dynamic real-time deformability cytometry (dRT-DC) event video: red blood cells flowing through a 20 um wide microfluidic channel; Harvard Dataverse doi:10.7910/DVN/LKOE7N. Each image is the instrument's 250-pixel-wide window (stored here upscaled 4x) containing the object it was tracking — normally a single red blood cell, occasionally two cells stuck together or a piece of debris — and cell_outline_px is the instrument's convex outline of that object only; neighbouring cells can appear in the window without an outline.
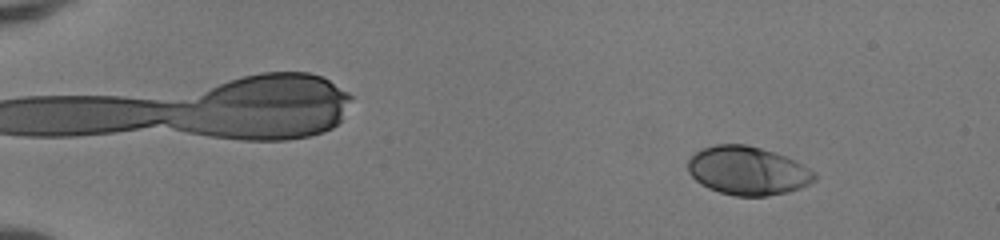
{"species": "human", "species_latin": "Homo sapiens", "temperature_condition": "room temperature", "stored_images_in_passage": 50, "camera_frame_rate_fps": 3000, "um_per_image_px": 0.085, "donor": {"sex": "female"}, "frame": {"image": 1, "passage_image": 6, "time_ms": 1.667, "image_size_px": [1000, 240], "cell_outline_px": [[816, 180], [800, 188], [788, 192], [768, 196], [736, 196], [720, 192], [708, 188], [700, 184], [688, 172], [688, 160], [700, 148], [716, 144], [744, 144], [760, 148], [796, 160], [808, 168], [816, 176]], "centroid_in_image_um": [63.53, 14.51], "position_along_channel_um": 21.5, "area_um2": 35.72}}
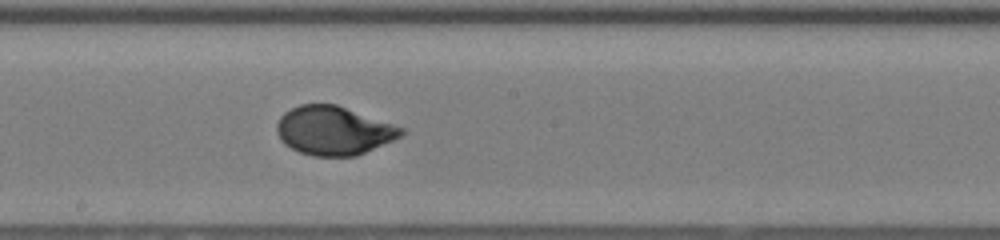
{"frame": {"image": 2, "passage_image": 30, "time_ms": 9.667, "image_size_px": [1000, 240], "cell_outline_px": [[404, 132], [400, 136], [392, 140], [356, 156], [312, 156], [300, 152], [284, 144], [280, 140], [276, 132], [276, 124], [280, 116], [284, 112], [300, 104], [336, 104], [404, 128]], "centroid_in_image_um": [28.31, 11.1], "position_along_channel_um": 219.9, "area_um2": 35.14}}
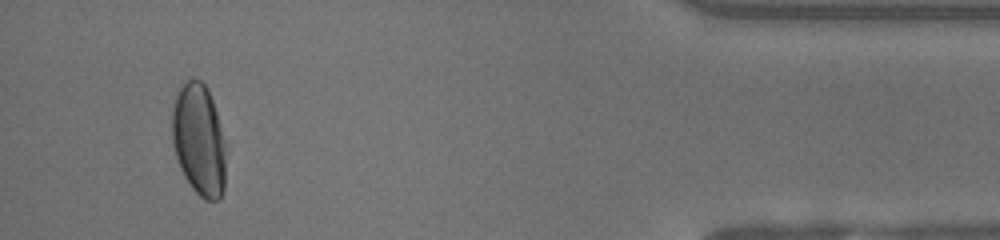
{"frame": {"image": 3, "passage_image": 48, "time_ms": 15.667, "image_size_px": [1000, 240], "cell_outline_px": [[224, 188], [220, 200], [204, 200], [192, 188], [184, 176], [180, 168], [172, 144], [172, 108], [180, 84], [188, 80], [200, 80], [204, 84], [212, 100], [216, 112], [224, 140]], "centroid_in_image_um": [16.88, 11.9], "position_along_channel_um": 418.3, "area_um2": 34.8}, "authors_computed_cell_mechanics": {"area_um2": 35.3447, "velocity_mm_per_s": 4.1664, "shape_relaxation_time_tau1_ms": 3.2232, "shape_relaxation_time_tau2_ms": null, "deformation_change_tau1": 0.1738, "deformation_change_tau2": null}}